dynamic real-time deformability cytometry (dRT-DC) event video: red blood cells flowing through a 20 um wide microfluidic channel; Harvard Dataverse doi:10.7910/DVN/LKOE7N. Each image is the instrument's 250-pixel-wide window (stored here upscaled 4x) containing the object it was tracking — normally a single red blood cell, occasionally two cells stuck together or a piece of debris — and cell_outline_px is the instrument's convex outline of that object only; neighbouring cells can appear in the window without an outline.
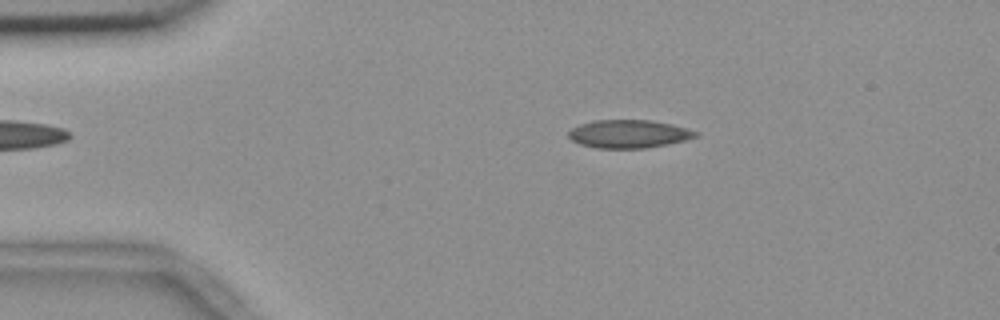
{"species": "common noctule bat (a hibernating species)", "species_latin": "Nyctalus noctula", "temperature_condition": "room temperature", "stored_images_in_passage": 6, "camera_frame_rate_fps": 3000, "um_per_image_px": 0.085, "animal": {"sex": "female", "body_mass_g": 18.4}, "frame": {"image": 1, "passage_image": 2, "time_ms": 0.333, "image_size_px": [1000, 320], "cell_outline_px": [[700, 136], [668, 144], [644, 148], [596, 148], [580, 144], [572, 140], [568, 136], [568, 132], [572, 128], [580, 124], [592, 120], [652, 120], [672, 124], [700, 132]], "centroid_in_image_um": [53.46, 11.37], "position_along_channel_um": 31.5, "area_um2": 20.92}}
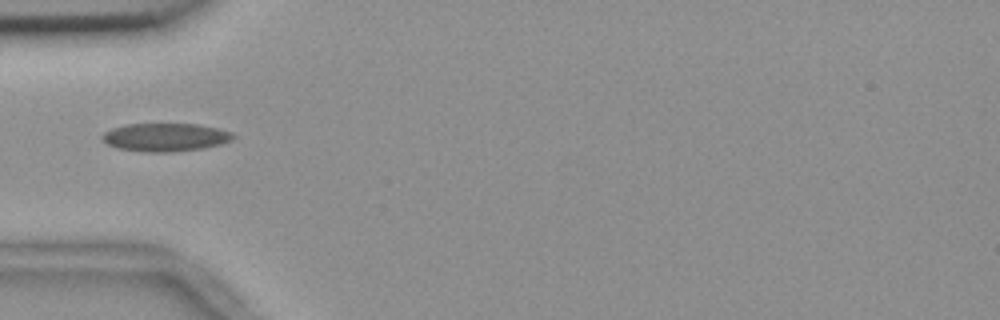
{"frame": {"image": 2, "passage_image": 4, "time_ms": 1.0, "image_size_px": [1000, 320], "cell_outline_px": [[236, 136], [232, 140], [220, 144], [204, 148], [172, 152], [144, 152], [116, 148], [100, 140], [100, 136], [104, 132], [112, 128], [128, 124], [196, 124], [216, 128], [232, 132]], "centroid_in_image_um": [14.02, 11.67], "position_along_channel_um": 71.0, "area_um2": 21.62}}
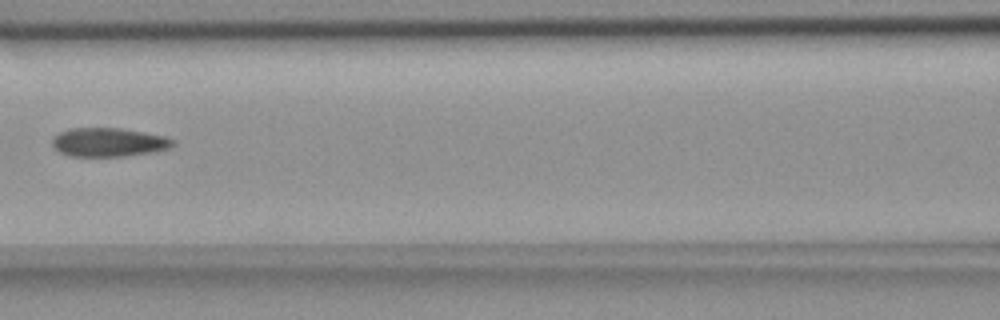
{"frame": {"image": 3, "passage_image": 6, "time_ms": 1.667, "image_size_px": [1000, 320], "cell_outline_px": [[176, 144], [172, 148], [156, 152], [124, 156], [68, 156], [60, 152], [52, 144], [52, 136], [60, 132], [72, 128], [120, 128], [164, 136], [176, 140]], "centroid_in_image_um": [9.28, 12.1], "position_along_channel_um": 157.3, "area_um2": 20.4}}